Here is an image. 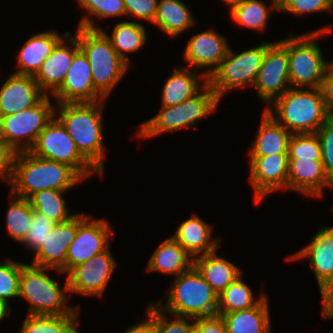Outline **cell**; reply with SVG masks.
<instances>
[{
	"label": "cell",
	"instance_id": "53",
	"mask_svg": "<svg viewBox=\"0 0 333 333\" xmlns=\"http://www.w3.org/2000/svg\"><path fill=\"white\" fill-rule=\"evenodd\" d=\"M331 211L333 212V204H332V206H331ZM327 231H329L332 235H333V226H331V227H324Z\"/></svg>",
	"mask_w": 333,
	"mask_h": 333
},
{
	"label": "cell",
	"instance_id": "36",
	"mask_svg": "<svg viewBox=\"0 0 333 333\" xmlns=\"http://www.w3.org/2000/svg\"><path fill=\"white\" fill-rule=\"evenodd\" d=\"M80 307L70 315H27L19 333H68L79 322Z\"/></svg>",
	"mask_w": 333,
	"mask_h": 333
},
{
	"label": "cell",
	"instance_id": "5",
	"mask_svg": "<svg viewBox=\"0 0 333 333\" xmlns=\"http://www.w3.org/2000/svg\"><path fill=\"white\" fill-rule=\"evenodd\" d=\"M54 270L60 275L62 272L57 269L37 267L32 264H25L21 269L19 297H24L29 303L27 315H70L79 306H69L67 293L68 280L61 288L59 283L51 278L46 271Z\"/></svg>",
	"mask_w": 333,
	"mask_h": 333
},
{
	"label": "cell",
	"instance_id": "46",
	"mask_svg": "<svg viewBox=\"0 0 333 333\" xmlns=\"http://www.w3.org/2000/svg\"><path fill=\"white\" fill-rule=\"evenodd\" d=\"M16 152L0 140V178L11 184Z\"/></svg>",
	"mask_w": 333,
	"mask_h": 333
},
{
	"label": "cell",
	"instance_id": "28",
	"mask_svg": "<svg viewBox=\"0 0 333 333\" xmlns=\"http://www.w3.org/2000/svg\"><path fill=\"white\" fill-rule=\"evenodd\" d=\"M216 253L217 250L194 257V267L219 295L229 284L242 275L243 272L230 260L218 256Z\"/></svg>",
	"mask_w": 333,
	"mask_h": 333
},
{
	"label": "cell",
	"instance_id": "12",
	"mask_svg": "<svg viewBox=\"0 0 333 333\" xmlns=\"http://www.w3.org/2000/svg\"><path fill=\"white\" fill-rule=\"evenodd\" d=\"M285 259L309 260L321 293L323 318L333 319V235L322 227L307 246Z\"/></svg>",
	"mask_w": 333,
	"mask_h": 333
},
{
	"label": "cell",
	"instance_id": "21",
	"mask_svg": "<svg viewBox=\"0 0 333 333\" xmlns=\"http://www.w3.org/2000/svg\"><path fill=\"white\" fill-rule=\"evenodd\" d=\"M45 95L32 75L13 73L0 89V117L32 107Z\"/></svg>",
	"mask_w": 333,
	"mask_h": 333
},
{
	"label": "cell",
	"instance_id": "27",
	"mask_svg": "<svg viewBox=\"0 0 333 333\" xmlns=\"http://www.w3.org/2000/svg\"><path fill=\"white\" fill-rule=\"evenodd\" d=\"M291 136V132L264 110L259 130L255 133V140L251 142V148L247 154L249 156H267L288 153Z\"/></svg>",
	"mask_w": 333,
	"mask_h": 333
},
{
	"label": "cell",
	"instance_id": "17",
	"mask_svg": "<svg viewBox=\"0 0 333 333\" xmlns=\"http://www.w3.org/2000/svg\"><path fill=\"white\" fill-rule=\"evenodd\" d=\"M56 103L97 102L106 100L94 87L91 67L79 49L62 85L52 94Z\"/></svg>",
	"mask_w": 333,
	"mask_h": 333
},
{
	"label": "cell",
	"instance_id": "52",
	"mask_svg": "<svg viewBox=\"0 0 333 333\" xmlns=\"http://www.w3.org/2000/svg\"><path fill=\"white\" fill-rule=\"evenodd\" d=\"M77 325H79V323H76L69 331L68 333H80L78 330H77Z\"/></svg>",
	"mask_w": 333,
	"mask_h": 333
},
{
	"label": "cell",
	"instance_id": "15",
	"mask_svg": "<svg viewBox=\"0 0 333 333\" xmlns=\"http://www.w3.org/2000/svg\"><path fill=\"white\" fill-rule=\"evenodd\" d=\"M117 263L109 247L75 266L67 274L69 294L101 297L111 280Z\"/></svg>",
	"mask_w": 333,
	"mask_h": 333
},
{
	"label": "cell",
	"instance_id": "18",
	"mask_svg": "<svg viewBox=\"0 0 333 333\" xmlns=\"http://www.w3.org/2000/svg\"><path fill=\"white\" fill-rule=\"evenodd\" d=\"M229 47L226 38L210 28L190 37L183 59L188 67L204 69L202 73L209 78L224 60Z\"/></svg>",
	"mask_w": 333,
	"mask_h": 333
},
{
	"label": "cell",
	"instance_id": "9",
	"mask_svg": "<svg viewBox=\"0 0 333 333\" xmlns=\"http://www.w3.org/2000/svg\"><path fill=\"white\" fill-rule=\"evenodd\" d=\"M271 42H261L260 45L236 53L229 47L220 66L208 78V84L220 101L225 92L252 86L256 81L258 72L266 49Z\"/></svg>",
	"mask_w": 333,
	"mask_h": 333
},
{
	"label": "cell",
	"instance_id": "49",
	"mask_svg": "<svg viewBox=\"0 0 333 333\" xmlns=\"http://www.w3.org/2000/svg\"><path fill=\"white\" fill-rule=\"evenodd\" d=\"M11 312L9 303L0 298V322L3 321Z\"/></svg>",
	"mask_w": 333,
	"mask_h": 333
},
{
	"label": "cell",
	"instance_id": "25",
	"mask_svg": "<svg viewBox=\"0 0 333 333\" xmlns=\"http://www.w3.org/2000/svg\"><path fill=\"white\" fill-rule=\"evenodd\" d=\"M173 69L162 88L161 106H175L193 97L208 84V78L202 72L198 75L195 69L178 66Z\"/></svg>",
	"mask_w": 333,
	"mask_h": 333
},
{
	"label": "cell",
	"instance_id": "2",
	"mask_svg": "<svg viewBox=\"0 0 333 333\" xmlns=\"http://www.w3.org/2000/svg\"><path fill=\"white\" fill-rule=\"evenodd\" d=\"M85 181L72 167L35 156L30 151L16 152L11 193L28 199L38 191L71 190Z\"/></svg>",
	"mask_w": 333,
	"mask_h": 333
},
{
	"label": "cell",
	"instance_id": "37",
	"mask_svg": "<svg viewBox=\"0 0 333 333\" xmlns=\"http://www.w3.org/2000/svg\"><path fill=\"white\" fill-rule=\"evenodd\" d=\"M80 8L86 11L79 21L78 27L89 29H102L93 20L95 18L106 19L126 16L125 6L123 0H77ZM90 16V17H89ZM92 16V17H91Z\"/></svg>",
	"mask_w": 333,
	"mask_h": 333
},
{
	"label": "cell",
	"instance_id": "41",
	"mask_svg": "<svg viewBox=\"0 0 333 333\" xmlns=\"http://www.w3.org/2000/svg\"><path fill=\"white\" fill-rule=\"evenodd\" d=\"M54 225L55 222L33 209L32 223L20 244L35 253L50 234Z\"/></svg>",
	"mask_w": 333,
	"mask_h": 333
},
{
	"label": "cell",
	"instance_id": "42",
	"mask_svg": "<svg viewBox=\"0 0 333 333\" xmlns=\"http://www.w3.org/2000/svg\"><path fill=\"white\" fill-rule=\"evenodd\" d=\"M318 135L324 172L333 184V117H330L316 132Z\"/></svg>",
	"mask_w": 333,
	"mask_h": 333
},
{
	"label": "cell",
	"instance_id": "45",
	"mask_svg": "<svg viewBox=\"0 0 333 333\" xmlns=\"http://www.w3.org/2000/svg\"><path fill=\"white\" fill-rule=\"evenodd\" d=\"M193 333H228L221 316L195 318Z\"/></svg>",
	"mask_w": 333,
	"mask_h": 333
},
{
	"label": "cell",
	"instance_id": "1",
	"mask_svg": "<svg viewBox=\"0 0 333 333\" xmlns=\"http://www.w3.org/2000/svg\"><path fill=\"white\" fill-rule=\"evenodd\" d=\"M97 102L55 103V117L67 130L80 153L103 175V108ZM58 115V116H57Z\"/></svg>",
	"mask_w": 333,
	"mask_h": 333
},
{
	"label": "cell",
	"instance_id": "51",
	"mask_svg": "<svg viewBox=\"0 0 333 333\" xmlns=\"http://www.w3.org/2000/svg\"><path fill=\"white\" fill-rule=\"evenodd\" d=\"M288 0H273L274 5L280 10Z\"/></svg>",
	"mask_w": 333,
	"mask_h": 333
},
{
	"label": "cell",
	"instance_id": "11",
	"mask_svg": "<svg viewBox=\"0 0 333 333\" xmlns=\"http://www.w3.org/2000/svg\"><path fill=\"white\" fill-rule=\"evenodd\" d=\"M37 157L72 167L84 180L93 173L103 175L80 153L65 127L54 116L29 150Z\"/></svg>",
	"mask_w": 333,
	"mask_h": 333
},
{
	"label": "cell",
	"instance_id": "32",
	"mask_svg": "<svg viewBox=\"0 0 333 333\" xmlns=\"http://www.w3.org/2000/svg\"><path fill=\"white\" fill-rule=\"evenodd\" d=\"M265 296L266 294L261 290L259 296L255 298L252 289L243 281V276L240 275L218 295L217 313L250 309L256 306Z\"/></svg>",
	"mask_w": 333,
	"mask_h": 333
},
{
	"label": "cell",
	"instance_id": "50",
	"mask_svg": "<svg viewBox=\"0 0 333 333\" xmlns=\"http://www.w3.org/2000/svg\"><path fill=\"white\" fill-rule=\"evenodd\" d=\"M229 7V12L235 7L240 5L244 0H222Z\"/></svg>",
	"mask_w": 333,
	"mask_h": 333
},
{
	"label": "cell",
	"instance_id": "40",
	"mask_svg": "<svg viewBox=\"0 0 333 333\" xmlns=\"http://www.w3.org/2000/svg\"><path fill=\"white\" fill-rule=\"evenodd\" d=\"M147 310L155 317L156 333H193V318L173 315L174 319L169 320L167 313L154 302L148 304Z\"/></svg>",
	"mask_w": 333,
	"mask_h": 333
},
{
	"label": "cell",
	"instance_id": "4",
	"mask_svg": "<svg viewBox=\"0 0 333 333\" xmlns=\"http://www.w3.org/2000/svg\"><path fill=\"white\" fill-rule=\"evenodd\" d=\"M74 34L89 61L95 89L107 99L130 65L116 53L101 29L77 27Z\"/></svg>",
	"mask_w": 333,
	"mask_h": 333
},
{
	"label": "cell",
	"instance_id": "34",
	"mask_svg": "<svg viewBox=\"0 0 333 333\" xmlns=\"http://www.w3.org/2000/svg\"><path fill=\"white\" fill-rule=\"evenodd\" d=\"M271 11L279 12L273 2L267 5L261 0H244L240 5L235 6L229 14L237 25L254 31H263L268 24Z\"/></svg>",
	"mask_w": 333,
	"mask_h": 333
},
{
	"label": "cell",
	"instance_id": "23",
	"mask_svg": "<svg viewBox=\"0 0 333 333\" xmlns=\"http://www.w3.org/2000/svg\"><path fill=\"white\" fill-rule=\"evenodd\" d=\"M212 225L207 224L196 214L186 219L177 227L171 237L177 241L192 257L218 250L221 244L219 237H212Z\"/></svg>",
	"mask_w": 333,
	"mask_h": 333
},
{
	"label": "cell",
	"instance_id": "7",
	"mask_svg": "<svg viewBox=\"0 0 333 333\" xmlns=\"http://www.w3.org/2000/svg\"><path fill=\"white\" fill-rule=\"evenodd\" d=\"M333 32V24L287 38L288 69L291 88H320L329 64L316 40Z\"/></svg>",
	"mask_w": 333,
	"mask_h": 333
},
{
	"label": "cell",
	"instance_id": "29",
	"mask_svg": "<svg viewBox=\"0 0 333 333\" xmlns=\"http://www.w3.org/2000/svg\"><path fill=\"white\" fill-rule=\"evenodd\" d=\"M267 295L254 307L230 313H217L228 333H267L271 327Z\"/></svg>",
	"mask_w": 333,
	"mask_h": 333
},
{
	"label": "cell",
	"instance_id": "8",
	"mask_svg": "<svg viewBox=\"0 0 333 333\" xmlns=\"http://www.w3.org/2000/svg\"><path fill=\"white\" fill-rule=\"evenodd\" d=\"M219 102L211 86L206 84L199 93L175 106H161L156 116L141 123L136 137L147 140L185 127L194 128L199 120L217 110Z\"/></svg>",
	"mask_w": 333,
	"mask_h": 333
},
{
	"label": "cell",
	"instance_id": "10",
	"mask_svg": "<svg viewBox=\"0 0 333 333\" xmlns=\"http://www.w3.org/2000/svg\"><path fill=\"white\" fill-rule=\"evenodd\" d=\"M51 96L45 95L36 105L0 117V140L15 152L29 151L39 134L55 116Z\"/></svg>",
	"mask_w": 333,
	"mask_h": 333
},
{
	"label": "cell",
	"instance_id": "13",
	"mask_svg": "<svg viewBox=\"0 0 333 333\" xmlns=\"http://www.w3.org/2000/svg\"><path fill=\"white\" fill-rule=\"evenodd\" d=\"M254 87L259 99L267 104L265 108L291 88L287 38L272 42L266 49Z\"/></svg>",
	"mask_w": 333,
	"mask_h": 333
},
{
	"label": "cell",
	"instance_id": "43",
	"mask_svg": "<svg viewBox=\"0 0 333 333\" xmlns=\"http://www.w3.org/2000/svg\"><path fill=\"white\" fill-rule=\"evenodd\" d=\"M328 0H288L279 12H287L296 15L330 12Z\"/></svg>",
	"mask_w": 333,
	"mask_h": 333
},
{
	"label": "cell",
	"instance_id": "54",
	"mask_svg": "<svg viewBox=\"0 0 333 333\" xmlns=\"http://www.w3.org/2000/svg\"><path fill=\"white\" fill-rule=\"evenodd\" d=\"M333 12V2L330 5V13Z\"/></svg>",
	"mask_w": 333,
	"mask_h": 333
},
{
	"label": "cell",
	"instance_id": "47",
	"mask_svg": "<svg viewBox=\"0 0 333 333\" xmlns=\"http://www.w3.org/2000/svg\"><path fill=\"white\" fill-rule=\"evenodd\" d=\"M320 90L330 117H333V59L325 70Z\"/></svg>",
	"mask_w": 333,
	"mask_h": 333
},
{
	"label": "cell",
	"instance_id": "30",
	"mask_svg": "<svg viewBox=\"0 0 333 333\" xmlns=\"http://www.w3.org/2000/svg\"><path fill=\"white\" fill-rule=\"evenodd\" d=\"M195 18L184 1L158 0L153 24L170 36L178 37L195 24Z\"/></svg>",
	"mask_w": 333,
	"mask_h": 333
},
{
	"label": "cell",
	"instance_id": "3",
	"mask_svg": "<svg viewBox=\"0 0 333 333\" xmlns=\"http://www.w3.org/2000/svg\"><path fill=\"white\" fill-rule=\"evenodd\" d=\"M264 110L292 134L316 133L330 118L320 88H289Z\"/></svg>",
	"mask_w": 333,
	"mask_h": 333
},
{
	"label": "cell",
	"instance_id": "24",
	"mask_svg": "<svg viewBox=\"0 0 333 333\" xmlns=\"http://www.w3.org/2000/svg\"><path fill=\"white\" fill-rule=\"evenodd\" d=\"M68 32L69 30L61 35L57 31L48 30L30 36L21 47L16 62L18 69L14 73L34 76L56 44Z\"/></svg>",
	"mask_w": 333,
	"mask_h": 333
},
{
	"label": "cell",
	"instance_id": "20",
	"mask_svg": "<svg viewBox=\"0 0 333 333\" xmlns=\"http://www.w3.org/2000/svg\"><path fill=\"white\" fill-rule=\"evenodd\" d=\"M78 228V213L72 219L55 223L40 248L34 253L32 265L60 270L66 273V256Z\"/></svg>",
	"mask_w": 333,
	"mask_h": 333
},
{
	"label": "cell",
	"instance_id": "22",
	"mask_svg": "<svg viewBox=\"0 0 333 333\" xmlns=\"http://www.w3.org/2000/svg\"><path fill=\"white\" fill-rule=\"evenodd\" d=\"M325 187L332 190L322 160L289 159L287 189L294 190L307 197H322Z\"/></svg>",
	"mask_w": 333,
	"mask_h": 333
},
{
	"label": "cell",
	"instance_id": "31",
	"mask_svg": "<svg viewBox=\"0 0 333 333\" xmlns=\"http://www.w3.org/2000/svg\"><path fill=\"white\" fill-rule=\"evenodd\" d=\"M101 30L109 38L116 53L129 65L130 59L127 53L139 51L148 42L146 27L136 21L117 22L111 36Z\"/></svg>",
	"mask_w": 333,
	"mask_h": 333
},
{
	"label": "cell",
	"instance_id": "33",
	"mask_svg": "<svg viewBox=\"0 0 333 333\" xmlns=\"http://www.w3.org/2000/svg\"><path fill=\"white\" fill-rule=\"evenodd\" d=\"M70 190L46 189L35 192L28 200L31 207L55 223L65 222L77 215L70 214L63 193Z\"/></svg>",
	"mask_w": 333,
	"mask_h": 333
},
{
	"label": "cell",
	"instance_id": "19",
	"mask_svg": "<svg viewBox=\"0 0 333 333\" xmlns=\"http://www.w3.org/2000/svg\"><path fill=\"white\" fill-rule=\"evenodd\" d=\"M79 49L77 36L69 31L41 64L33 77L46 95H52L62 85L74 54Z\"/></svg>",
	"mask_w": 333,
	"mask_h": 333
},
{
	"label": "cell",
	"instance_id": "6",
	"mask_svg": "<svg viewBox=\"0 0 333 333\" xmlns=\"http://www.w3.org/2000/svg\"><path fill=\"white\" fill-rule=\"evenodd\" d=\"M171 289L167 292V301L155 302L167 314L204 318L217 315L218 294L204 280L193 266L189 271L174 278Z\"/></svg>",
	"mask_w": 333,
	"mask_h": 333
},
{
	"label": "cell",
	"instance_id": "35",
	"mask_svg": "<svg viewBox=\"0 0 333 333\" xmlns=\"http://www.w3.org/2000/svg\"><path fill=\"white\" fill-rule=\"evenodd\" d=\"M11 200L6 213L7 235L20 243L27 235L32 223L33 208L26 198L18 197L9 193Z\"/></svg>",
	"mask_w": 333,
	"mask_h": 333
},
{
	"label": "cell",
	"instance_id": "48",
	"mask_svg": "<svg viewBox=\"0 0 333 333\" xmlns=\"http://www.w3.org/2000/svg\"><path fill=\"white\" fill-rule=\"evenodd\" d=\"M147 319L129 327L124 333H156L155 317L146 309Z\"/></svg>",
	"mask_w": 333,
	"mask_h": 333
},
{
	"label": "cell",
	"instance_id": "16",
	"mask_svg": "<svg viewBox=\"0 0 333 333\" xmlns=\"http://www.w3.org/2000/svg\"><path fill=\"white\" fill-rule=\"evenodd\" d=\"M288 163V153L249 156V182L256 205L273 191L287 189Z\"/></svg>",
	"mask_w": 333,
	"mask_h": 333
},
{
	"label": "cell",
	"instance_id": "26",
	"mask_svg": "<svg viewBox=\"0 0 333 333\" xmlns=\"http://www.w3.org/2000/svg\"><path fill=\"white\" fill-rule=\"evenodd\" d=\"M194 266L192 257L177 241L172 237L164 240L151 254L147 272H162L165 275L177 277L181 273L189 271Z\"/></svg>",
	"mask_w": 333,
	"mask_h": 333
},
{
	"label": "cell",
	"instance_id": "38",
	"mask_svg": "<svg viewBox=\"0 0 333 333\" xmlns=\"http://www.w3.org/2000/svg\"><path fill=\"white\" fill-rule=\"evenodd\" d=\"M289 159L322 160L321 144L316 133L292 134L288 147Z\"/></svg>",
	"mask_w": 333,
	"mask_h": 333
},
{
	"label": "cell",
	"instance_id": "44",
	"mask_svg": "<svg viewBox=\"0 0 333 333\" xmlns=\"http://www.w3.org/2000/svg\"><path fill=\"white\" fill-rule=\"evenodd\" d=\"M123 2L126 16L153 23L158 0H123Z\"/></svg>",
	"mask_w": 333,
	"mask_h": 333
},
{
	"label": "cell",
	"instance_id": "39",
	"mask_svg": "<svg viewBox=\"0 0 333 333\" xmlns=\"http://www.w3.org/2000/svg\"><path fill=\"white\" fill-rule=\"evenodd\" d=\"M25 263L6 259L0 262V298L9 303L19 297L21 269Z\"/></svg>",
	"mask_w": 333,
	"mask_h": 333
},
{
	"label": "cell",
	"instance_id": "14",
	"mask_svg": "<svg viewBox=\"0 0 333 333\" xmlns=\"http://www.w3.org/2000/svg\"><path fill=\"white\" fill-rule=\"evenodd\" d=\"M112 229L105 219H93L91 215L78 213V228L74 240L68 247L66 274L109 246Z\"/></svg>",
	"mask_w": 333,
	"mask_h": 333
}]
</instances>
